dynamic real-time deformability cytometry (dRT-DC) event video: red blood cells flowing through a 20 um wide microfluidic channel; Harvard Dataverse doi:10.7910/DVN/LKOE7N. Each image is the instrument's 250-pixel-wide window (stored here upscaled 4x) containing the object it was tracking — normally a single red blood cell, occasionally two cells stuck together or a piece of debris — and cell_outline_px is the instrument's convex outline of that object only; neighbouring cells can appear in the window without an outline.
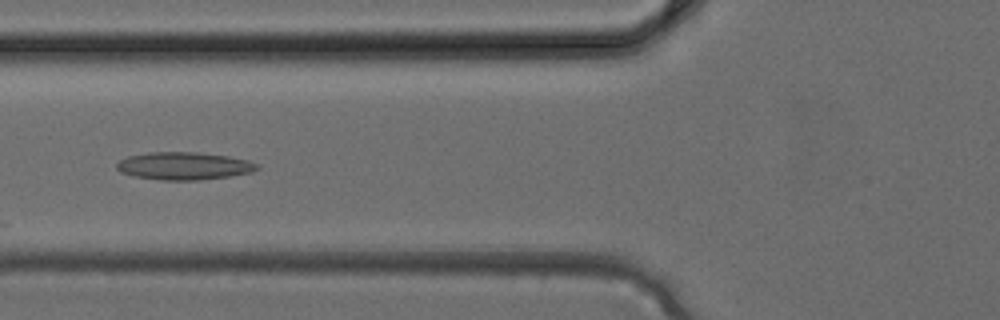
{"species": "common noctule bat (a hibernating species)", "species_latin": "Nyctalus noctula", "temperature_condition": "cold", "stored_images_in_passage": 4, "camera_frame_rate_fps": 3000, "um_per_image_px": 0.085, "animal": {"sex": "female", "body_mass_g": 24.6, "forearm_length_mm": 56.2}, "frame": {"image": 1, "passage_image": 4, "time_ms": 1.0, "image_size_px": [1000, 320], "cell_outline_px": [[260, 168], [252, 172], [228, 176], [200, 180], [160, 180], [136, 176], [120, 172], [116, 168], [116, 164], [120, 160], [128, 156], [148, 152], [196, 152], [228, 156], [248, 160], [260, 164]], "centroid_in_image_um": [15.65, 14.1], "position_along_channel_um": 110.1, "area_um2": 22.66}}